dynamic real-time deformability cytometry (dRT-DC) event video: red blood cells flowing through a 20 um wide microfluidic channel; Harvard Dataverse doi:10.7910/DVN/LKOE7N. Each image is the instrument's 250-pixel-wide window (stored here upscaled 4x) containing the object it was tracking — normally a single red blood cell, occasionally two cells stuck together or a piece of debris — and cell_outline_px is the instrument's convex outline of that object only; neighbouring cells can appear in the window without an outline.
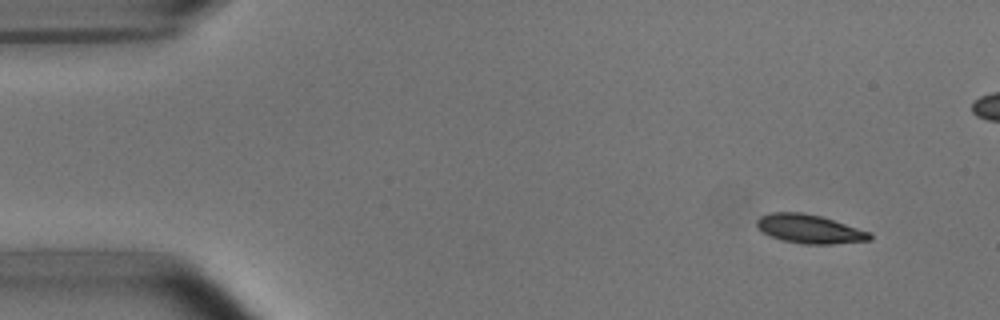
{"species": "common noctule bat (a hibernating species)", "species_latin": "Nyctalus noctula", "temperature_condition": "room temperature", "stored_images_in_passage": 28, "camera_frame_rate_fps": 3000, "um_per_image_px": 0.085, "animal": {"sex": "male", "body_mass_g": 15.6}, "frame": {"image": 1, "passage_image": 1, "time_ms": 0.0, "image_size_px": [1000, 320], "cell_outline_px": [[872, 240], [832, 244], [804, 244], [784, 240], [760, 232], [756, 224], [756, 220], [760, 216], [772, 212], [800, 212], [820, 216], [872, 232]], "centroid_in_image_um": [68.81, 19.46], "position_along_channel_um": 16.2, "area_um2": 18.96}}
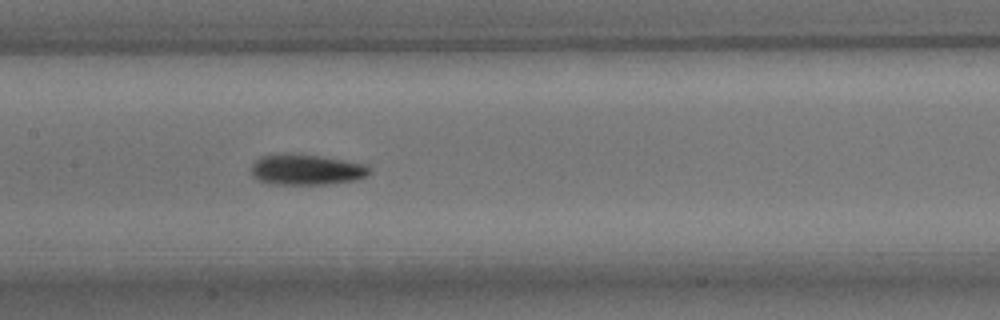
{"frame": {"image": 2, "passage_image": 22, "time_ms": 7.0, "image_size_px": [1000, 320], "cell_outline_px": [[372, 172], [368, 176], [356, 180], [328, 184], [268, 184], [252, 176], [252, 164], [256, 160], [264, 156], [320, 156], [364, 164], [372, 168]], "centroid_in_image_um": [26.12, 14.47], "position_along_channel_um": 181.3, "area_um2": 20.46}}
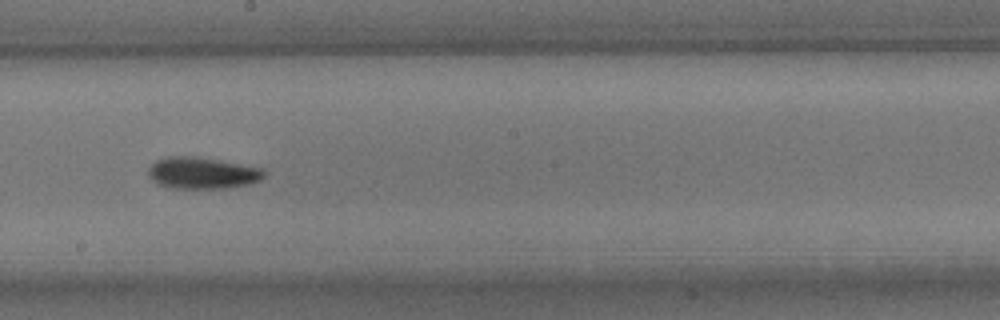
{"frame": {"image": 3, "passage_image": 26, "time_ms": 8.333, "image_size_px": [1000, 320], "cell_outline_px": [[264, 176], [260, 180], [248, 184], [224, 188], [168, 188], [156, 184], [148, 176], [148, 168], [156, 160], [168, 156], [196, 156], [220, 160], [264, 168]], "centroid_in_image_um": [17.16, 14.7], "position_along_channel_um": 231.0, "area_um2": 21.5}}